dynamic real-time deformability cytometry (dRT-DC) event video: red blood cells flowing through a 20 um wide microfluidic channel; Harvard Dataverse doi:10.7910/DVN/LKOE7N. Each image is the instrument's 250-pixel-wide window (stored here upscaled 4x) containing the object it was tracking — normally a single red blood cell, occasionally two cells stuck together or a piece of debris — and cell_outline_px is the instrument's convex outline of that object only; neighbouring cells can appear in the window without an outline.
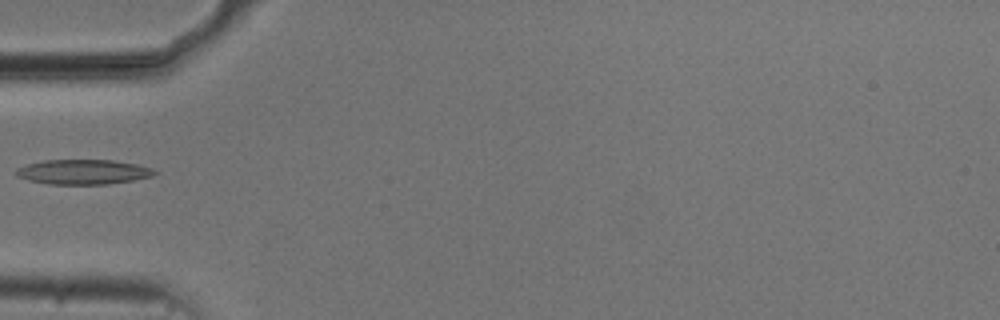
{"species": "common noctule bat (a hibernating species)", "species_latin": "Nyctalus noctula", "temperature_condition": "cold", "stored_images_in_passage": 35, "camera_frame_rate_fps": 3000, "um_per_image_px": 0.085, "animal": {"sex": "male", "body_mass_g": 20.5, "forearm_length_mm": 52.5}, "frame": {"image": 1, "passage_image": 1, "time_ms": 0.0, "image_size_px": [1000, 320], "cell_outline_px": [[160, 172], [152, 176], [132, 180], [108, 184], [48, 184], [28, 180], [16, 176], [12, 172], [16, 168], [28, 164], [44, 160], [112, 160], [136, 164], [152, 168]], "centroid_in_image_um": [7.04, 14.61], "position_along_channel_um": 78.0, "area_um2": 20.11}}
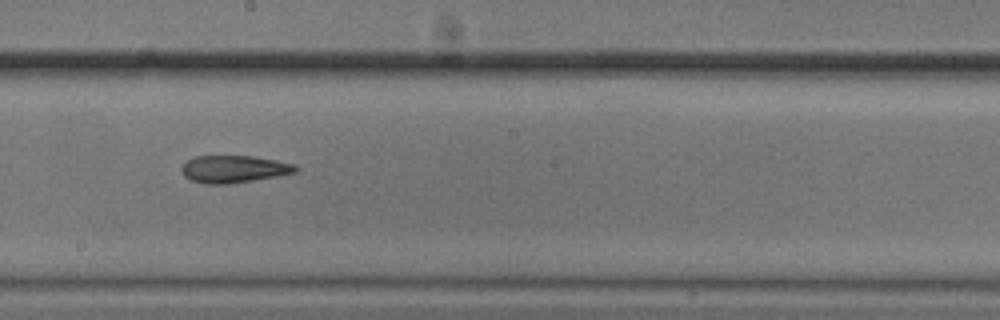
{"frame": {"image": 2, "passage_image": 13, "time_ms": 4.0, "image_size_px": [1000, 320], "cell_outline_px": [[300, 168], [296, 172], [276, 176], [228, 184], [204, 184], [192, 180], [184, 176], [180, 172], [180, 168], [188, 160], [196, 156], [252, 156], [276, 160], [296, 164]], "centroid_in_image_um": [19.88, 14.37], "position_along_channel_um": 228.3, "area_um2": 18.15}}
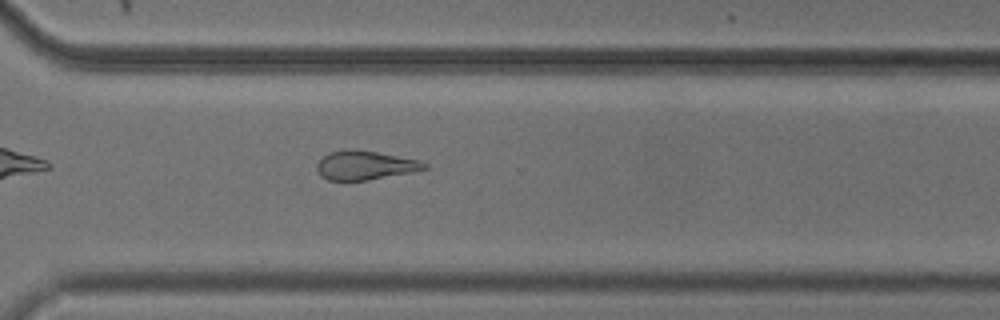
{"frame": {"image": 3, "passage_image": 22, "time_ms": 7.0, "image_size_px": [1000, 320], "cell_outline_px": [[428, 168], [412, 172], [368, 180], [328, 180], [320, 176], [316, 168], [316, 164], [328, 152], [356, 148], [416, 160], [428, 164]], "centroid_in_image_um": [30.98, 14.05], "position_along_channel_um": 339.6, "area_um2": 18.03}}